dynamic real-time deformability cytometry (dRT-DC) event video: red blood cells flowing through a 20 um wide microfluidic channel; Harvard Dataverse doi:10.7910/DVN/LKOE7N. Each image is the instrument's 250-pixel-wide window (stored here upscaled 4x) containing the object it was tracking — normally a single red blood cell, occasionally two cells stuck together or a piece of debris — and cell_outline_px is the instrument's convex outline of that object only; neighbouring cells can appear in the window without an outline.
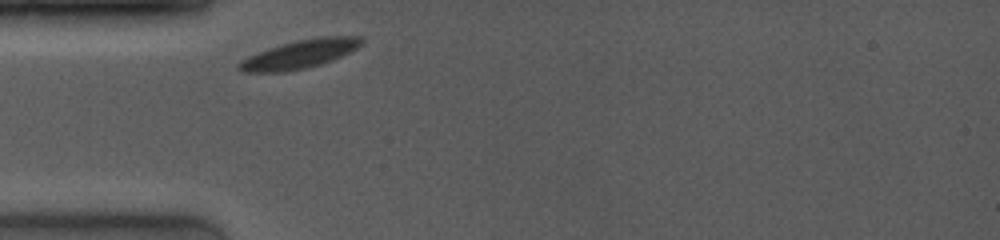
{"species": "common noctule bat (a hibernating species)", "species_latin": "Nyctalus noctula", "temperature_condition": "room temperature", "stored_images_in_passage": 19, "camera_frame_rate_fps": 4000, "um_per_image_px": 0.085, "animal": {"sex": "female", "body_mass_g": 19.0, "forearm_length_mm": 53.3}, "frame": {"image": 1, "passage_image": 1, "time_ms": 0.0, "image_size_px": [1000, 240], "cell_outline_px": [[364, 44], [332, 60], [320, 64], [304, 68], [284, 72], [244, 72], [236, 68], [236, 64], [240, 60], [248, 56], [268, 48], [280, 44], [296, 40], [320, 36], [364, 36]], "centroid_in_image_um": [25.47, 4.59], "position_along_channel_um": 59.5, "area_um2": 20.46}}
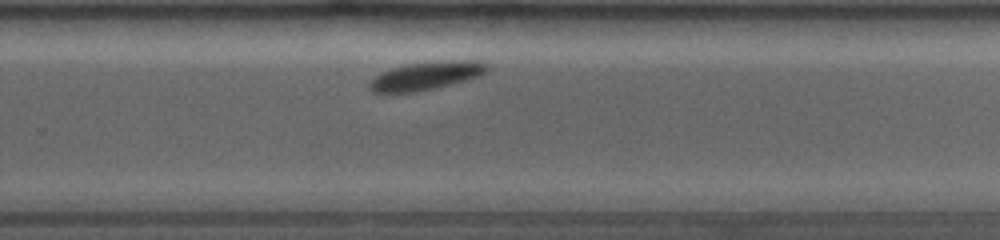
{"frame": {"image": 2, "passage_image": 13, "time_ms": 6.25, "image_size_px": [1000, 240], "cell_outline_px": [[488, 68], [480, 76], [468, 80], [436, 88], [416, 92], [392, 96], [380, 96], [372, 92], [368, 88], [368, 84], [376, 76], [392, 68], [408, 64], [436, 60], [476, 60], [488, 64]], "centroid_in_image_um": [36.15, 6.49], "position_along_channel_um": 293.7, "area_um2": 20.17}}
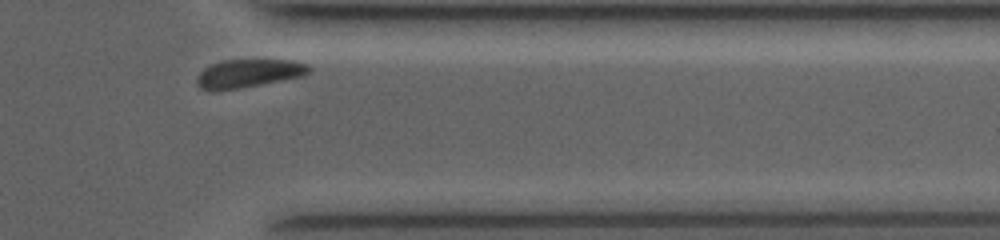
{"frame": {"image": 3, "passage_image": 18, "time_ms": 8.75, "image_size_px": [1000, 240], "cell_outline_px": [[312, 72], [304, 76], [240, 88], [216, 92], [208, 92], [200, 88], [196, 80], [196, 76], [204, 68], [212, 64], [224, 60], [292, 60], [308, 64], [312, 68]], "centroid_in_image_um": [21.12, 6.26], "position_along_channel_um": 390.3, "area_um2": 18.84}, "authors_computed_cell_mechanics": {"area_um2": 20.1722, "velocity_mm_per_s": 3.803, "shape_relaxation_time_tau1_ms": 1.012, "shape_relaxation_time_tau2_ms": null, "deformation_change_tau1": 0.0427, "deformation_change_tau2": null}}